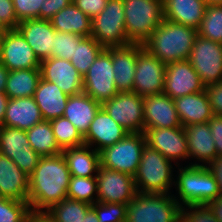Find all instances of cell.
Instances as JSON below:
<instances>
[{"label": "cell", "instance_id": "1", "mask_svg": "<svg viewBox=\"0 0 222 222\" xmlns=\"http://www.w3.org/2000/svg\"><path fill=\"white\" fill-rule=\"evenodd\" d=\"M71 173L63 154L40 157L29 176L28 203L31 212H46L51 206L67 198Z\"/></svg>", "mask_w": 222, "mask_h": 222}, {"label": "cell", "instance_id": "2", "mask_svg": "<svg viewBox=\"0 0 222 222\" xmlns=\"http://www.w3.org/2000/svg\"><path fill=\"white\" fill-rule=\"evenodd\" d=\"M197 36V29L164 19L143 46L167 65L188 60Z\"/></svg>", "mask_w": 222, "mask_h": 222}, {"label": "cell", "instance_id": "3", "mask_svg": "<svg viewBox=\"0 0 222 222\" xmlns=\"http://www.w3.org/2000/svg\"><path fill=\"white\" fill-rule=\"evenodd\" d=\"M173 189L176 193L173 191L172 196L181 207L208 204L220 196L218 183L208 166H177Z\"/></svg>", "mask_w": 222, "mask_h": 222}, {"label": "cell", "instance_id": "4", "mask_svg": "<svg viewBox=\"0 0 222 222\" xmlns=\"http://www.w3.org/2000/svg\"><path fill=\"white\" fill-rule=\"evenodd\" d=\"M177 165L145 143L134 175L137 193L172 194Z\"/></svg>", "mask_w": 222, "mask_h": 222}, {"label": "cell", "instance_id": "5", "mask_svg": "<svg viewBox=\"0 0 222 222\" xmlns=\"http://www.w3.org/2000/svg\"><path fill=\"white\" fill-rule=\"evenodd\" d=\"M129 44H144L164 20L163 0H123Z\"/></svg>", "mask_w": 222, "mask_h": 222}, {"label": "cell", "instance_id": "6", "mask_svg": "<svg viewBox=\"0 0 222 222\" xmlns=\"http://www.w3.org/2000/svg\"><path fill=\"white\" fill-rule=\"evenodd\" d=\"M126 211L125 222H181V206L172 194L137 193Z\"/></svg>", "mask_w": 222, "mask_h": 222}, {"label": "cell", "instance_id": "7", "mask_svg": "<svg viewBox=\"0 0 222 222\" xmlns=\"http://www.w3.org/2000/svg\"><path fill=\"white\" fill-rule=\"evenodd\" d=\"M145 143L144 133H128L121 141L99 152L100 165L134 177Z\"/></svg>", "mask_w": 222, "mask_h": 222}, {"label": "cell", "instance_id": "8", "mask_svg": "<svg viewBox=\"0 0 222 222\" xmlns=\"http://www.w3.org/2000/svg\"><path fill=\"white\" fill-rule=\"evenodd\" d=\"M91 36L104 48L129 44L123 0H108L106 8L92 19Z\"/></svg>", "mask_w": 222, "mask_h": 222}, {"label": "cell", "instance_id": "9", "mask_svg": "<svg viewBox=\"0 0 222 222\" xmlns=\"http://www.w3.org/2000/svg\"><path fill=\"white\" fill-rule=\"evenodd\" d=\"M83 92L100 104L119 93L114 80L111 47L100 52L84 75Z\"/></svg>", "mask_w": 222, "mask_h": 222}, {"label": "cell", "instance_id": "10", "mask_svg": "<svg viewBox=\"0 0 222 222\" xmlns=\"http://www.w3.org/2000/svg\"><path fill=\"white\" fill-rule=\"evenodd\" d=\"M188 60L205 87L222 82L221 43L197 36Z\"/></svg>", "mask_w": 222, "mask_h": 222}, {"label": "cell", "instance_id": "11", "mask_svg": "<svg viewBox=\"0 0 222 222\" xmlns=\"http://www.w3.org/2000/svg\"><path fill=\"white\" fill-rule=\"evenodd\" d=\"M101 107L128 133H144L143 97L133 91L119 92Z\"/></svg>", "mask_w": 222, "mask_h": 222}, {"label": "cell", "instance_id": "12", "mask_svg": "<svg viewBox=\"0 0 222 222\" xmlns=\"http://www.w3.org/2000/svg\"><path fill=\"white\" fill-rule=\"evenodd\" d=\"M0 153L13 160L28 177L41 157L31 148L26 130L9 126L0 127Z\"/></svg>", "mask_w": 222, "mask_h": 222}, {"label": "cell", "instance_id": "13", "mask_svg": "<svg viewBox=\"0 0 222 222\" xmlns=\"http://www.w3.org/2000/svg\"><path fill=\"white\" fill-rule=\"evenodd\" d=\"M144 135L146 144L173 161L177 166H183L185 163L189 165L187 138L183 127H151L144 132Z\"/></svg>", "mask_w": 222, "mask_h": 222}, {"label": "cell", "instance_id": "14", "mask_svg": "<svg viewBox=\"0 0 222 222\" xmlns=\"http://www.w3.org/2000/svg\"><path fill=\"white\" fill-rule=\"evenodd\" d=\"M166 67L165 63L143 47L137 53L133 92L143 98L162 93Z\"/></svg>", "mask_w": 222, "mask_h": 222}, {"label": "cell", "instance_id": "15", "mask_svg": "<svg viewBox=\"0 0 222 222\" xmlns=\"http://www.w3.org/2000/svg\"><path fill=\"white\" fill-rule=\"evenodd\" d=\"M97 179V202L122 203L132 201L137 194L134 178L124 172L99 166Z\"/></svg>", "mask_w": 222, "mask_h": 222}, {"label": "cell", "instance_id": "16", "mask_svg": "<svg viewBox=\"0 0 222 222\" xmlns=\"http://www.w3.org/2000/svg\"><path fill=\"white\" fill-rule=\"evenodd\" d=\"M0 62L9 71L40 69L41 63L17 29L5 30L0 45Z\"/></svg>", "mask_w": 222, "mask_h": 222}, {"label": "cell", "instance_id": "17", "mask_svg": "<svg viewBox=\"0 0 222 222\" xmlns=\"http://www.w3.org/2000/svg\"><path fill=\"white\" fill-rule=\"evenodd\" d=\"M205 90L200 76L191 66L189 60H181L167 64L164 93L172 99L199 93Z\"/></svg>", "mask_w": 222, "mask_h": 222}, {"label": "cell", "instance_id": "18", "mask_svg": "<svg viewBox=\"0 0 222 222\" xmlns=\"http://www.w3.org/2000/svg\"><path fill=\"white\" fill-rule=\"evenodd\" d=\"M41 78L56 84L68 96L83 92V77L70 60L51 57L40 63Z\"/></svg>", "mask_w": 222, "mask_h": 222}, {"label": "cell", "instance_id": "19", "mask_svg": "<svg viewBox=\"0 0 222 222\" xmlns=\"http://www.w3.org/2000/svg\"><path fill=\"white\" fill-rule=\"evenodd\" d=\"M144 132L151 128L183 127L180 123L174 99L164 92L143 98Z\"/></svg>", "mask_w": 222, "mask_h": 222}, {"label": "cell", "instance_id": "20", "mask_svg": "<svg viewBox=\"0 0 222 222\" xmlns=\"http://www.w3.org/2000/svg\"><path fill=\"white\" fill-rule=\"evenodd\" d=\"M183 128L187 138L189 165L208 166L218 157L208 122Z\"/></svg>", "mask_w": 222, "mask_h": 222}, {"label": "cell", "instance_id": "21", "mask_svg": "<svg viewBox=\"0 0 222 222\" xmlns=\"http://www.w3.org/2000/svg\"><path fill=\"white\" fill-rule=\"evenodd\" d=\"M127 134L128 132L101 107L84 136V142L100 152L104 148L121 141Z\"/></svg>", "mask_w": 222, "mask_h": 222}, {"label": "cell", "instance_id": "22", "mask_svg": "<svg viewBox=\"0 0 222 222\" xmlns=\"http://www.w3.org/2000/svg\"><path fill=\"white\" fill-rule=\"evenodd\" d=\"M17 30L32 47L39 61L52 57V47L56 30L50 20L29 19L21 21Z\"/></svg>", "mask_w": 222, "mask_h": 222}, {"label": "cell", "instance_id": "23", "mask_svg": "<svg viewBox=\"0 0 222 222\" xmlns=\"http://www.w3.org/2000/svg\"><path fill=\"white\" fill-rule=\"evenodd\" d=\"M142 44L111 47V56L116 88L119 92L133 91L137 53Z\"/></svg>", "mask_w": 222, "mask_h": 222}, {"label": "cell", "instance_id": "24", "mask_svg": "<svg viewBox=\"0 0 222 222\" xmlns=\"http://www.w3.org/2000/svg\"><path fill=\"white\" fill-rule=\"evenodd\" d=\"M29 177L10 158L0 153V197L28 202Z\"/></svg>", "mask_w": 222, "mask_h": 222}, {"label": "cell", "instance_id": "25", "mask_svg": "<svg viewBox=\"0 0 222 222\" xmlns=\"http://www.w3.org/2000/svg\"><path fill=\"white\" fill-rule=\"evenodd\" d=\"M181 125L206 123L213 115L206 90L174 99Z\"/></svg>", "mask_w": 222, "mask_h": 222}, {"label": "cell", "instance_id": "26", "mask_svg": "<svg viewBox=\"0 0 222 222\" xmlns=\"http://www.w3.org/2000/svg\"><path fill=\"white\" fill-rule=\"evenodd\" d=\"M41 121L43 117L33 96L21 97L8 100L2 126L28 130Z\"/></svg>", "mask_w": 222, "mask_h": 222}, {"label": "cell", "instance_id": "27", "mask_svg": "<svg viewBox=\"0 0 222 222\" xmlns=\"http://www.w3.org/2000/svg\"><path fill=\"white\" fill-rule=\"evenodd\" d=\"M206 6L205 0H163L164 19L198 29Z\"/></svg>", "mask_w": 222, "mask_h": 222}, {"label": "cell", "instance_id": "28", "mask_svg": "<svg viewBox=\"0 0 222 222\" xmlns=\"http://www.w3.org/2000/svg\"><path fill=\"white\" fill-rule=\"evenodd\" d=\"M101 104L89 95L81 92L69 96L63 117L68 119L84 137Z\"/></svg>", "mask_w": 222, "mask_h": 222}, {"label": "cell", "instance_id": "29", "mask_svg": "<svg viewBox=\"0 0 222 222\" xmlns=\"http://www.w3.org/2000/svg\"><path fill=\"white\" fill-rule=\"evenodd\" d=\"M43 120L50 121L63 117L69 96L53 82L40 79L33 95Z\"/></svg>", "mask_w": 222, "mask_h": 222}, {"label": "cell", "instance_id": "30", "mask_svg": "<svg viewBox=\"0 0 222 222\" xmlns=\"http://www.w3.org/2000/svg\"><path fill=\"white\" fill-rule=\"evenodd\" d=\"M62 154L71 176L96 177L100 166V153L83 144L63 149Z\"/></svg>", "mask_w": 222, "mask_h": 222}, {"label": "cell", "instance_id": "31", "mask_svg": "<svg viewBox=\"0 0 222 222\" xmlns=\"http://www.w3.org/2000/svg\"><path fill=\"white\" fill-rule=\"evenodd\" d=\"M50 22L56 31L82 37L91 36L92 19L73 3L55 14Z\"/></svg>", "mask_w": 222, "mask_h": 222}, {"label": "cell", "instance_id": "32", "mask_svg": "<svg viewBox=\"0 0 222 222\" xmlns=\"http://www.w3.org/2000/svg\"><path fill=\"white\" fill-rule=\"evenodd\" d=\"M40 79V69L11 70L7 78L5 94L9 99L31 97Z\"/></svg>", "mask_w": 222, "mask_h": 222}, {"label": "cell", "instance_id": "33", "mask_svg": "<svg viewBox=\"0 0 222 222\" xmlns=\"http://www.w3.org/2000/svg\"><path fill=\"white\" fill-rule=\"evenodd\" d=\"M31 148L41 157L55 156L62 153L56 142L50 121L43 120L26 130Z\"/></svg>", "mask_w": 222, "mask_h": 222}, {"label": "cell", "instance_id": "34", "mask_svg": "<svg viewBox=\"0 0 222 222\" xmlns=\"http://www.w3.org/2000/svg\"><path fill=\"white\" fill-rule=\"evenodd\" d=\"M91 208L88 203L64 198L45 213L53 222H82Z\"/></svg>", "mask_w": 222, "mask_h": 222}, {"label": "cell", "instance_id": "35", "mask_svg": "<svg viewBox=\"0 0 222 222\" xmlns=\"http://www.w3.org/2000/svg\"><path fill=\"white\" fill-rule=\"evenodd\" d=\"M103 49L104 47L92 36L84 37L78 45H75V51L72 54L70 62L78 70L79 74L84 77L89 67Z\"/></svg>", "mask_w": 222, "mask_h": 222}, {"label": "cell", "instance_id": "36", "mask_svg": "<svg viewBox=\"0 0 222 222\" xmlns=\"http://www.w3.org/2000/svg\"><path fill=\"white\" fill-rule=\"evenodd\" d=\"M197 33L198 36L222 44V4L206 6L205 14Z\"/></svg>", "mask_w": 222, "mask_h": 222}, {"label": "cell", "instance_id": "37", "mask_svg": "<svg viewBox=\"0 0 222 222\" xmlns=\"http://www.w3.org/2000/svg\"><path fill=\"white\" fill-rule=\"evenodd\" d=\"M50 123L56 142L62 150L85 144L84 137L68 119L58 117L50 120Z\"/></svg>", "mask_w": 222, "mask_h": 222}, {"label": "cell", "instance_id": "38", "mask_svg": "<svg viewBox=\"0 0 222 222\" xmlns=\"http://www.w3.org/2000/svg\"><path fill=\"white\" fill-rule=\"evenodd\" d=\"M96 177L71 176L67 198L93 205L97 202Z\"/></svg>", "mask_w": 222, "mask_h": 222}, {"label": "cell", "instance_id": "39", "mask_svg": "<svg viewBox=\"0 0 222 222\" xmlns=\"http://www.w3.org/2000/svg\"><path fill=\"white\" fill-rule=\"evenodd\" d=\"M29 203L0 197V222H26Z\"/></svg>", "mask_w": 222, "mask_h": 222}, {"label": "cell", "instance_id": "40", "mask_svg": "<svg viewBox=\"0 0 222 222\" xmlns=\"http://www.w3.org/2000/svg\"><path fill=\"white\" fill-rule=\"evenodd\" d=\"M84 37L72 33L56 31L54 46L52 47V57L70 60L75 51V45Z\"/></svg>", "mask_w": 222, "mask_h": 222}, {"label": "cell", "instance_id": "41", "mask_svg": "<svg viewBox=\"0 0 222 222\" xmlns=\"http://www.w3.org/2000/svg\"><path fill=\"white\" fill-rule=\"evenodd\" d=\"M91 207L98 216L99 222H125L126 204L96 202Z\"/></svg>", "mask_w": 222, "mask_h": 222}, {"label": "cell", "instance_id": "42", "mask_svg": "<svg viewBox=\"0 0 222 222\" xmlns=\"http://www.w3.org/2000/svg\"><path fill=\"white\" fill-rule=\"evenodd\" d=\"M181 222H218L208 204L181 207Z\"/></svg>", "mask_w": 222, "mask_h": 222}, {"label": "cell", "instance_id": "43", "mask_svg": "<svg viewBox=\"0 0 222 222\" xmlns=\"http://www.w3.org/2000/svg\"><path fill=\"white\" fill-rule=\"evenodd\" d=\"M44 0H12L14 12L19 22L40 19V8Z\"/></svg>", "mask_w": 222, "mask_h": 222}, {"label": "cell", "instance_id": "44", "mask_svg": "<svg viewBox=\"0 0 222 222\" xmlns=\"http://www.w3.org/2000/svg\"><path fill=\"white\" fill-rule=\"evenodd\" d=\"M12 0H0V26L5 30L17 29L19 25Z\"/></svg>", "mask_w": 222, "mask_h": 222}, {"label": "cell", "instance_id": "45", "mask_svg": "<svg viewBox=\"0 0 222 222\" xmlns=\"http://www.w3.org/2000/svg\"><path fill=\"white\" fill-rule=\"evenodd\" d=\"M72 3L93 19L106 8L108 0H72Z\"/></svg>", "mask_w": 222, "mask_h": 222}, {"label": "cell", "instance_id": "46", "mask_svg": "<svg viewBox=\"0 0 222 222\" xmlns=\"http://www.w3.org/2000/svg\"><path fill=\"white\" fill-rule=\"evenodd\" d=\"M71 3L72 0H44L40 8V19L50 20L55 14Z\"/></svg>", "mask_w": 222, "mask_h": 222}, {"label": "cell", "instance_id": "47", "mask_svg": "<svg viewBox=\"0 0 222 222\" xmlns=\"http://www.w3.org/2000/svg\"><path fill=\"white\" fill-rule=\"evenodd\" d=\"M208 94L212 112L222 115V82L205 87Z\"/></svg>", "mask_w": 222, "mask_h": 222}, {"label": "cell", "instance_id": "48", "mask_svg": "<svg viewBox=\"0 0 222 222\" xmlns=\"http://www.w3.org/2000/svg\"><path fill=\"white\" fill-rule=\"evenodd\" d=\"M207 122L215 142L217 155L222 156V115L214 114Z\"/></svg>", "mask_w": 222, "mask_h": 222}, {"label": "cell", "instance_id": "49", "mask_svg": "<svg viewBox=\"0 0 222 222\" xmlns=\"http://www.w3.org/2000/svg\"><path fill=\"white\" fill-rule=\"evenodd\" d=\"M208 167L213 172L219 186L220 195H222V156L217 157Z\"/></svg>", "mask_w": 222, "mask_h": 222}, {"label": "cell", "instance_id": "50", "mask_svg": "<svg viewBox=\"0 0 222 222\" xmlns=\"http://www.w3.org/2000/svg\"><path fill=\"white\" fill-rule=\"evenodd\" d=\"M208 205L212 209L218 222H222V195L218 196L215 200L210 201Z\"/></svg>", "mask_w": 222, "mask_h": 222}, {"label": "cell", "instance_id": "51", "mask_svg": "<svg viewBox=\"0 0 222 222\" xmlns=\"http://www.w3.org/2000/svg\"><path fill=\"white\" fill-rule=\"evenodd\" d=\"M26 222H53L45 212H31Z\"/></svg>", "mask_w": 222, "mask_h": 222}, {"label": "cell", "instance_id": "52", "mask_svg": "<svg viewBox=\"0 0 222 222\" xmlns=\"http://www.w3.org/2000/svg\"><path fill=\"white\" fill-rule=\"evenodd\" d=\"M9 70L0 62V93H5Z\"/></svg>", "mask_w": 222, "mask_h": 222}, {"label": "cell", "instance_id": "53", "mask_svg": "<svg viewBox=\"0 0 222 222\" xmlns=\"http://www.w3.org/2000/svg\"><path fill=\"white\" fill-rule=\"evenodd\" d=\"M9 97L5 93H0V125H3V120L5 118L6 106Z\"/></svg>", "mask_w": 222, "mask_h": 222}, {"label": "cell", "instance_id": "54", "mask_svg": "<svg viewBox=\"0 0 222 222\" xmlns=\"http://www.w3.org/2000/svg\"><path fill=\"white\" fill-rule=\"evenodd\" d=\"M82 222H99L98 216L93 208H91L84 217Z\"/></svg>", "mask_w": 222, "mask_h": 222}, {"label": "cell", "instance_id": "55", "mask_svg": "<svg viewBox=\"0 0 222 222\" xmlns=\"http://www.w3.org/2000/svg\"><path fill=\"white\" fill-rule=\"evenodd\" d=\"M207 5L210 4H222V0H205Z\"/></svg>", "mask_w": 222, "mask_h": 222}, {"label": "cell", "instance_id": "56", "mask_svg": "<svg viewBox=\"0 0 222 222\" xmlns=\"http://www.w3.org/2000/svg\"><path fill=\"white\" fill-rule=\"evenodd\" d=\"M4 32H5V29L0 26V45H1V40H2Z\"/></svg>", "mask_w": 222, "mask_h": 222}]
</instances>
